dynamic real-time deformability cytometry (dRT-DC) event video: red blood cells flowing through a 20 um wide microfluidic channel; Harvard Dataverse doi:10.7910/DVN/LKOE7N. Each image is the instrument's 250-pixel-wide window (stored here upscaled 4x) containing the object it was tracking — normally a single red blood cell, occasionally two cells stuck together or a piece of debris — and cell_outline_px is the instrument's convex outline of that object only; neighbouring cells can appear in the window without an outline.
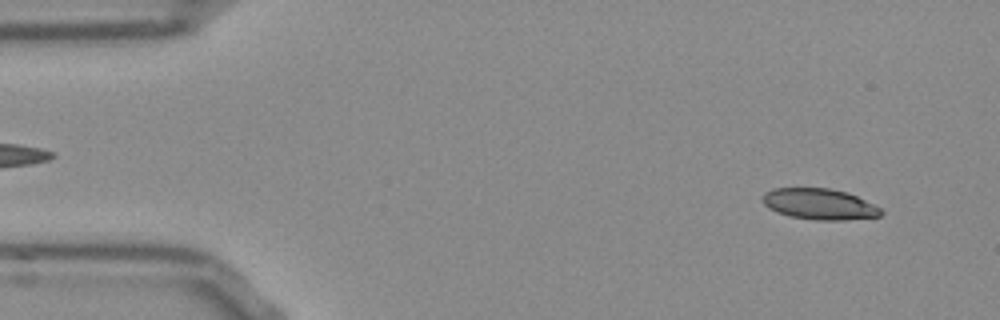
{"species": "Egyptian fruit bat (a non-hibernating species)", "species_latin": "Rousettus aegyptiacus", "temperature_condition": "room temperature", "stored_images_in_passage": 13, "camera_frame_rate_fps": 3000, "um_per_image_px": 0.085, "frame": {"image": 1, "passage_image": 3, "time_ms": 0.667, "image_size_px": [1000, 320], "cell_outline_px": [[884, 212], [880, 216], [844, 220], [816, 220], [788, 216], [776, 212], [764, 204], [760, 200], [764, 192], [772, 188], [828, 188], [848, 192], [880, 208]], "centroid_in_image_um": [69.6, 17.34], "position_along_channel_um": 15.4, "area_um2": 21.44}}